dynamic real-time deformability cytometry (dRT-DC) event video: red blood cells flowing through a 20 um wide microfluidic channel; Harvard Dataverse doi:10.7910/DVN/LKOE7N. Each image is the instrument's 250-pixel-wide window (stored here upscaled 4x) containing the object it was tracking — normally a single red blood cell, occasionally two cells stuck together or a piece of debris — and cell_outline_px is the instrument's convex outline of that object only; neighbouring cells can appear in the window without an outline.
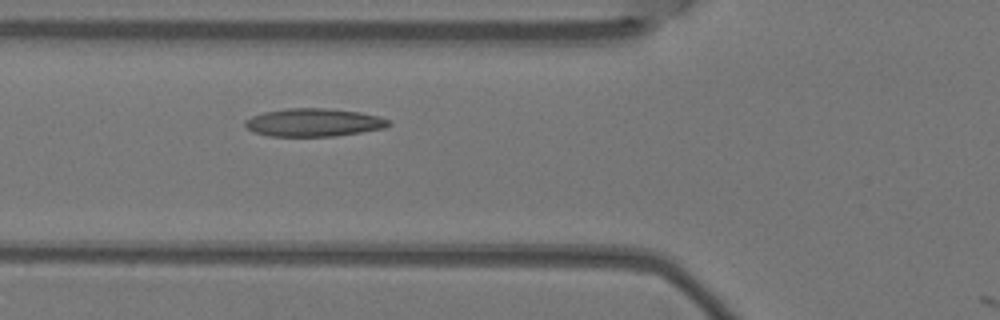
{"species": "Egyptian fruit bat (a non-hibernating species)", "species_latin": "Rousettus aegyptiacus", "temperature_condition": "warm", "stored_images_in_passage": 5, "camera_frame_rate_fps": 3000, "um_per_image_px": 0.085, "animal": {"sex": "female"}, "frame": {"image": 1, "passage_image": 5, "time_ms": 1.333, "image_size_px": [1000, 320], "cell_outline_px": [[392, 124], [384, 128], [336, 136], [268, 136], [252, 132], [244, 124], [244, 120], [252, 116], [264, 112], [288, 108], [324, 108], [360, 112], [380, 116], [388, 120]], "centroid_in_image_um": [26.65, 10.41], "position_along_channel_um": 99.1, "area_um2": 23.47}}